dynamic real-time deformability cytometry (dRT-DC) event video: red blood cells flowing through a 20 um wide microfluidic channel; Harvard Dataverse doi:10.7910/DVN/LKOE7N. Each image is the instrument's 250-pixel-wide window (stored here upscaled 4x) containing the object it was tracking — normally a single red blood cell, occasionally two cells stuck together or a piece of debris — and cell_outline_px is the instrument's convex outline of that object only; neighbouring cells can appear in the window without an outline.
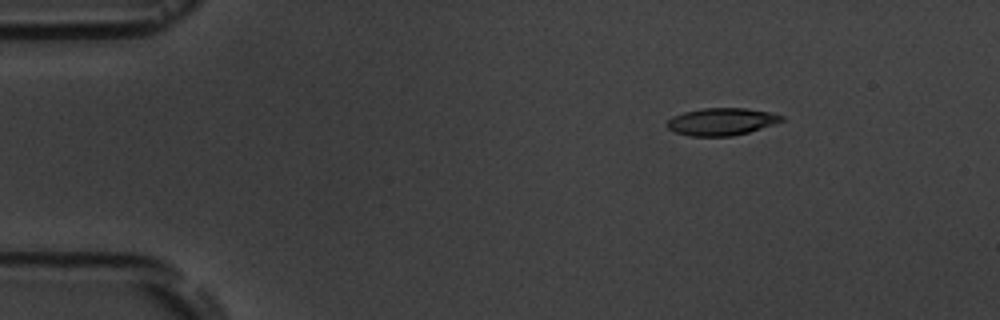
{"species": "common noctule bat (a hibernating species)", "species_latin": "Nyctalus noctula", "temperature_condition": "room temperature", "stored_images_in_passage": 4, "camera_frame_rate_fps": 3000, "um_per_image_px": 0.085, "animal": {"sex": "male", "body_mass_g": 19.5, "forearm_length_mm": 54.6}, "frame": {"image": 1, "passage_image": 2, "time_ms": 2.0, "image_size_px": [1000, 320], "cell_outline_px": [[784, 120], [748, 132], [732, 136], [688, 136], [676, 132], [668, 128], [668, 120], [672, 116], [684, 112], [704, 108], [744, 108], [768, 112], [784, 116]], "centroid_in_image_um": [61.3, 10.34], "position_along_channel_um": 23.7, "area_um2": 17.98}}